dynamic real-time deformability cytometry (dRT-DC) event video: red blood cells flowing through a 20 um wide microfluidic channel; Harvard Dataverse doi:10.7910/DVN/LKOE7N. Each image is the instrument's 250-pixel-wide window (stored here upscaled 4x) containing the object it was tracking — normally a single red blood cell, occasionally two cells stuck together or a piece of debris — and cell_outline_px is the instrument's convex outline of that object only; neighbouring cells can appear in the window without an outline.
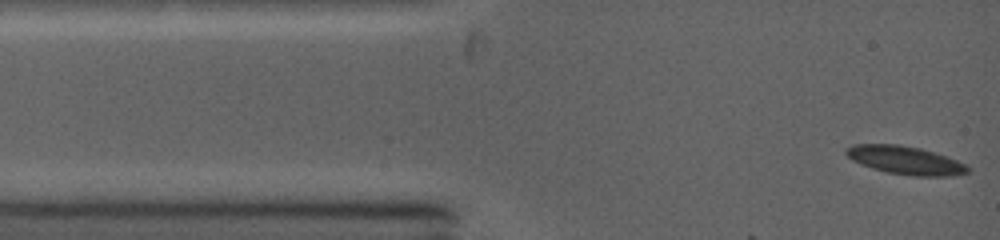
{"species": "common noctule bat (a hibernating species)", "species_latin": "Nyctalus noctula", "temperature_condition": "warm", "stored_images_in_passage": 20, "camera_frame_rate_fps": 5000, "um_per_image_px": 0.085, "animal": {"sex": "female", "body_mass_g": 19.0, "forearm_length_mm": 53.3}, "frame": {"image": 1, "passage_image": 1, "time_ms": 0.0, "image_size_px": [1000, 240], "cell_outline_px": [[972, 168], [968, 172], [956, 176], [912, 176], [888, 172], [872, 168], [860, 164], [852, 160], [844, 152], [844, 148], [852, 144], [900, 144], [920, 148], [948, 156]], "centroid_in_image_um": [76.95, 13.61], "position_along_channel_um": 8.0, "area_um2": 20.23}}
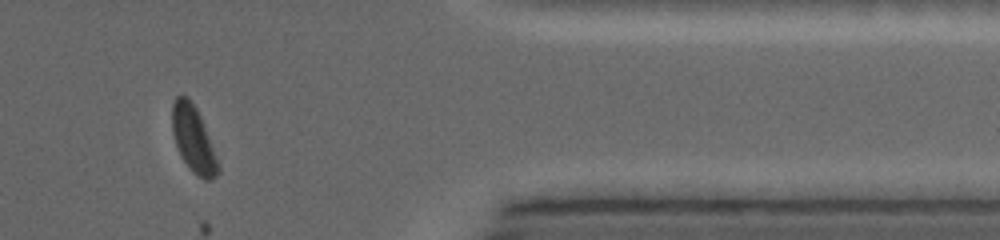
{"frame": {"image": 2, "passage_image": 17, "time_ms": 10.8, "image_size_px": [1000, 240], "cell_outline_px": [[220, 172], [212, 180], [204, 180], [192, 172], [180, 156], [172, 132], [172, 104], [176, 96], [184, 96], [196, 108], [200, 116], [216, 156], [220, 168]], "centroid_in_image_um": [16.43, 11.89], "position_along_channel_um": 395.0, "area_um2": 17.46}}